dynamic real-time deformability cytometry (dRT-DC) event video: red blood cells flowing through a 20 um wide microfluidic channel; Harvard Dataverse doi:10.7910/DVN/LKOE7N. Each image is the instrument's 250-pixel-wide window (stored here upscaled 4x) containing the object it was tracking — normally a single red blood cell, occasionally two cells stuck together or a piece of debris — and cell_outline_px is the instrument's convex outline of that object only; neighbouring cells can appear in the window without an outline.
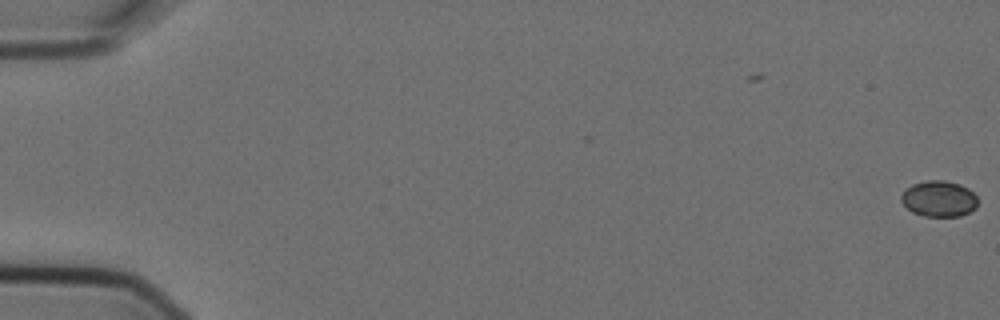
{"species": "Egyptian fruit bat (a non-hibernating species)", "species_latin": "Rousettus aegyptiacus", "temperature_condition": "cold", "stored_images_in_passage": 5, "camera_frame_rate_fps": 3000, "um_per_image_px": 0.085, "animal": {"sex": "female"}, "frame": {"image": 1, "passage_image": 1, "time_ms": 0.0, "image_size_px": [1000, 320], "cell_outline_px": [[976, 208], [960, 216], [924, 216], [912, 212], [900, 200], [900, 196], [904, 188], [912, 184], [928, 180], [944, 180], [960, 184], [968, 188], [976, 196]], "centroid_in_image_um": [79.77, 16.88], "position_along_channel_um": 5.2, "area_um2": 16.07}}
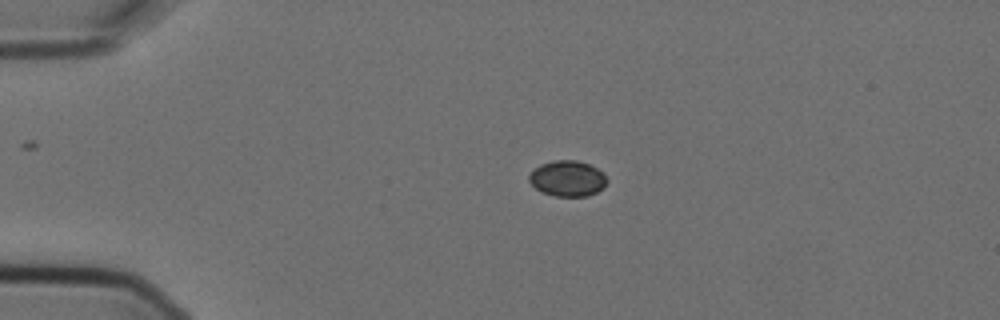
{"frame": {"image": 2, "passage_image": 4, "time_ms": 1.0, "image_size_px": [1000, 320], "cell_outline_px": [[608, 180], [604, 188], [588, 196], [556, 196], [540, 192], [528, 180], [528, 176], [540, 164], [556, 160], [576, 160], [588, 164], [604, 172]], "centroid_in_image_um": [48.26, 15.18], "position_along_channel_um": 36.7, "area_um2": 16.24}}